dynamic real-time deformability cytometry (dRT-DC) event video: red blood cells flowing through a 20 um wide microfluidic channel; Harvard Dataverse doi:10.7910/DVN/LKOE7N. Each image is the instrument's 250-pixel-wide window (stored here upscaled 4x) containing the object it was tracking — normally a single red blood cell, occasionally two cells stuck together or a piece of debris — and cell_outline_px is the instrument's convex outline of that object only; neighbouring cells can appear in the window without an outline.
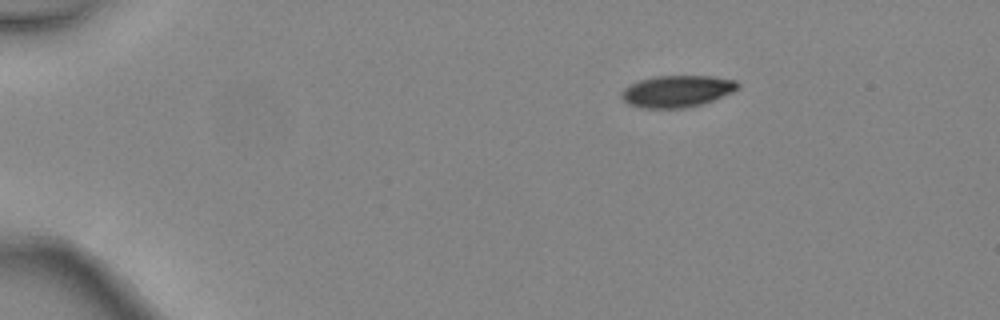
{"species": "common noctule bat (a hibernating species)", "species_latin": "Nyctalus noctula", "temperature_condition": "warm", "stored_images_in_passage": 2, "camera_frame_rate_fps": 3000, "um_per_image_px": 0.085, "animal": {"sex": "female", "body_mass_g": 24.6, "forearm_length_mm": 56.2}, "frame": {"image": 1, "passage_image": 1, "time_ms": 0.0, "image_size_px": [1000, 320], "cell_outline_px": [[740, 84], [732, 92], [712, 100], [688, 108], [644, 108], [628, 104], [620, 96], [620, 92], [624, 88], [640, 80], [656, 76], [712, 76], [736, 80]], "centroid_in_image_um": [57.53, 7.75], "position_along_channel_um": 27.5, "area_um2": 21.39}}